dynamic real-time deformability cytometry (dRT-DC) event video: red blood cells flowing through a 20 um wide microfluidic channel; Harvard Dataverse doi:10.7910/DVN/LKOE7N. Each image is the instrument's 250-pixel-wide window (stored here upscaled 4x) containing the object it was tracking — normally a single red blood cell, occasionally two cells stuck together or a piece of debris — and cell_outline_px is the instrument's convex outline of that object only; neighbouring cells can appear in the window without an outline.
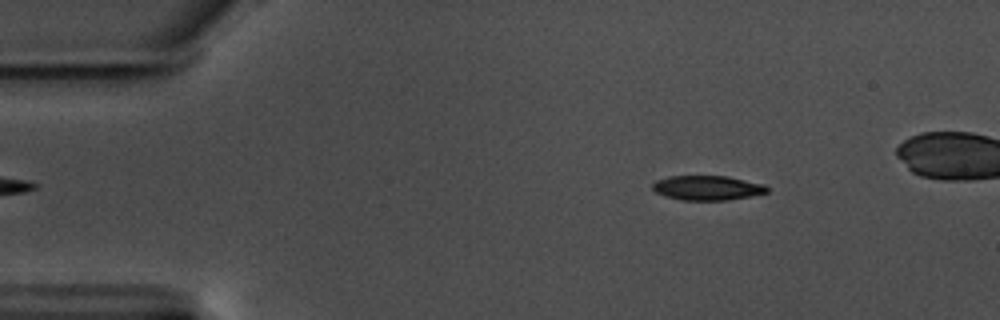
{"species": "common noctule bat (a hibernating species)", "species_latin": "Nyctalus noctula", "temperature_condition": "warm", "stored_images_in_passage": 14, "camera_frame_rate_fps": 3000, "um_per_image_px": 0.085, "animal": {"sex": "male", "body_mass_g": 17.5, "forearm_length_mm": 52.3}, "frame": {"image": 1, "passage_image": 5, "time_ms": 1.333, "image_size_px": [1000, 320], "cell_outline_px": [[768, 192], [752, 196], [728, 200], [680, 200], [664, 196], [656, 192], [652, 188], [652, 184], [656, 180], [668, 176], [724, 176], [764, 184], [768, 188]], "centroid_in_image_um": [60.1, 15.97], "position_along_channel_um": 24.9, "area_um2": 16.42}}